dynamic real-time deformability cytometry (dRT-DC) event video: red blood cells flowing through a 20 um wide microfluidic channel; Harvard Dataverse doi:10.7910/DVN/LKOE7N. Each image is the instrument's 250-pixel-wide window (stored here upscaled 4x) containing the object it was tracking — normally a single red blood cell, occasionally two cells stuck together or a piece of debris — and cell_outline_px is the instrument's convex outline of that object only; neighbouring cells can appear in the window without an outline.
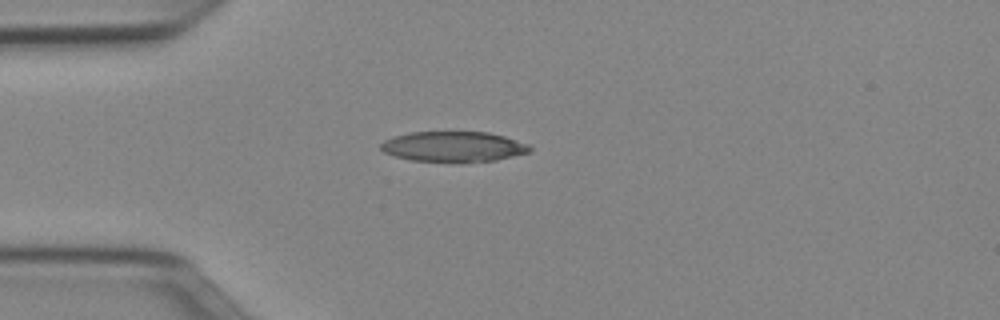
{"species": "Egyptian fruit bat (a non-hibernating species)", "species_latin": "Rousettus aegyptiacus", "temperature_condition": "cold", "stored_images_in_passage": 38, "camera_frame_rate_fps": 3000, "um_per_image_px": 0.085, "animal": {"sex": "female"}, "frame": {"image": 1, "passage_image": 1, "time_ms": 0.0, "image_size_px": [1000, 320], "cell_outline_px": [[532, 152], [496, 160], [460, 164], [412, 160], [396, 156], [384, 152], [380, 148], [380, 144], [384, 140], [396, 136], [412, 132], [488, 132], [504, 136], [528, 144], [532, 148]], "centroid_in_image_um": [38.59, 12.49], "position_along_channel_um": 46.4, "area_um2": 26.82}}
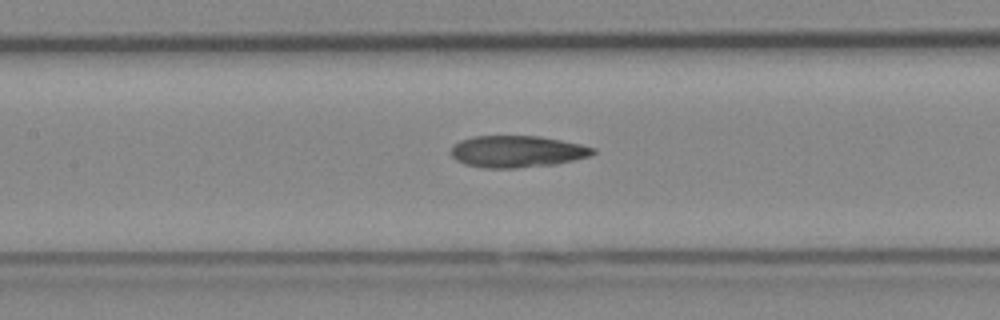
{"frame": {"image": 2, "passage_image": 11, "time_ms": 3.333, "image_size_px": [1000, 320], "cell_outline_px": [[596, 152], [592, 156], [556, 164], [516, 168], [480, 168], [464, 164], [456, 160], [448, 152], [452, 144], [460, 140], [472, 136], [540, 136], [580, 144], [596, 148]], "centroid_in_image_um": [43.91, 12.88], "position_along_channel_um": 163.5, "area_um2": 26.7}}
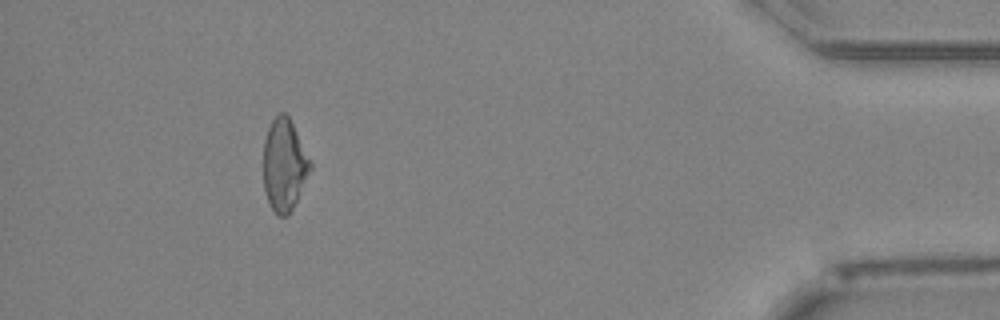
{"frame": {"image": 3, "passage_image": 34, "time_ms": 11.0, "image_size_px": [1000, 320], "cell_outline_px": [[312, 168], [288, 216], [280, 216], [272, 208], [268, 200], [264, 188], [264, 140], [268, 128], [272, 120], [280, 112], [284, 112], [288, 116], [312, 164]], "centroid_in_image_um": [24.15, 14.01], "position_along_channel_um": 411.0, "area_um2": 24.57}, "authors_computed_cell_mechanics": {"area_um2": 26.1834, "velocity_mm_per_s": 3.9796, "shape_relaxation_time_tau1_ms": 7.8137, "shape_relaxation_time_tau2_ms": 5.5036, "deformation_change_tau1": 0.1983, "deformation_change_tau2": 0.1687}}